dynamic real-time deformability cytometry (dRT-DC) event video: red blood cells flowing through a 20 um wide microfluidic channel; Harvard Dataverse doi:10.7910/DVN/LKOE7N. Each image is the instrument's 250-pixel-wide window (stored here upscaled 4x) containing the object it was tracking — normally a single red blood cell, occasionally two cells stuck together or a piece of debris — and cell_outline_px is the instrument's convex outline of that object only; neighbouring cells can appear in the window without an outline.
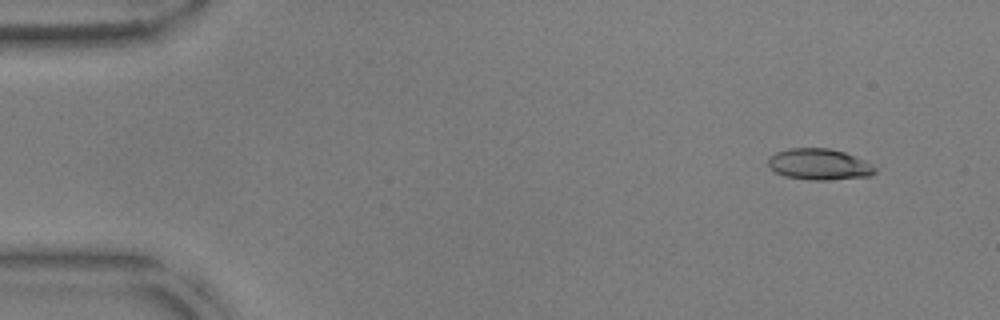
{"species": "common noctule bat (a hibernating species)", "species_latin": "Nyctalus noctula", "temperature_condition": "warm", "stored_images_in_passage": 53, "camera_frame_rate_fps": 3000, "um_per_image_px": 0.085, "animal": {"sex": "male", "body_mass_g": 17.9, "forearm_length_mm": 54.2}, "frame": {"image": 1, "passage_image": 5, "time_ms": 1.333, "image_size_px": [1000, 320], "cell_outline_px": [[876, 172], [872, 176], [828, 180], [808, 180], [784, 176], [776, 172], [768, 164], [768, 156], [776, 152], [792, 148], [828, 148], [844, 152], [856, 156], [872, 164], [876, 168]], "centroid_in_image_um": [69.65, 13.97], "position_along_channel_um": 15.3, "area_um2": 19.54}}
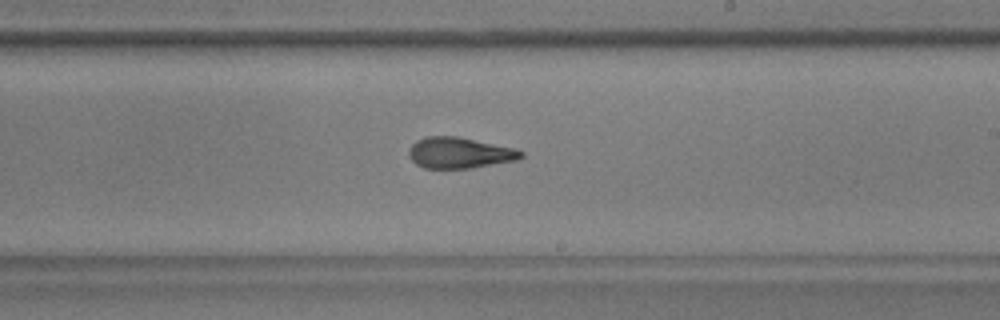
{"frame": {"image": 2, "passage_image": 32, "time_ms": 10.333, "image_size_px": [1000, 320], "cell_outline_px": [[524, 156], [520, 160], [472, 168], [424, 168], [416, 164], [408, 156], [408, 148], [416, 140], [424, 136], [456, 136], [516, 148], [524, 152]], "centroid_in_image_um": [39.08, 12.99], "position_along_channel_um": 249.9, "area_um2": 20.58}}
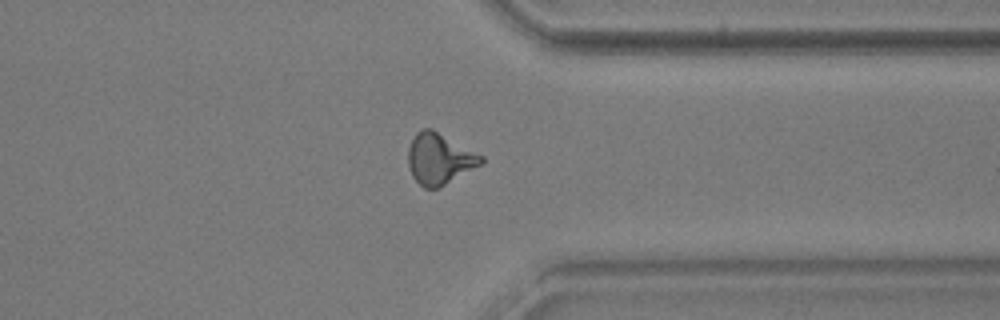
{"frame": {"image": 3, "passage_image": 42, "time_ms": 13.667, "image_size_px": [1000, 320], "cell_outline_px": [[484, 160], [480, 164], [440, 188], [424, 188], [412, 176], [408, 164], [408, 148], [416, 132], [424, 128], [432, 128], [484, 156]], "centroid_in_image_um": [37.34, 13.49], "position_along_channel_um": 374.1, "area_um2": 21.62}, "authors_computed_cell_mechanics": {"area_um2": 20.5768, "velocity_mm_per_s": 3.8036, "shape_relaxation_time_tau1_ms": null, "shape_relaxation_time_tau2_ms": 1.9423, "deformation_change_tau1": null, "deformation_change_tau2": 0.0997}}